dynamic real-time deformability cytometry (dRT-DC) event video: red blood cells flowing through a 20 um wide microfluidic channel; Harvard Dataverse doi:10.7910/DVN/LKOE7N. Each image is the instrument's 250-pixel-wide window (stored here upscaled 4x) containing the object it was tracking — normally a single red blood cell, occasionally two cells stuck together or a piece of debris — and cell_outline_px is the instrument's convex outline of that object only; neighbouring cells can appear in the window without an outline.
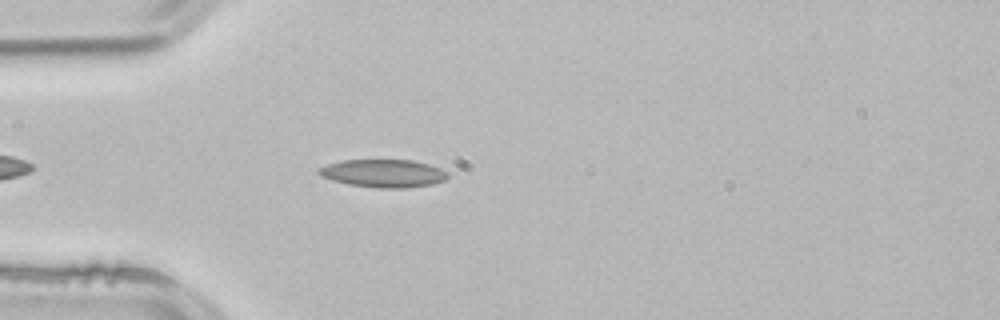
{"species": "common noctule bat (a hibernating species)", "species_latin": "Nyctalus noctula", "temperature_condition": "room temperature", "stored_images_in_passage": 10, "camera_frame_rate_fps": 3000, "um_per_image_px": 0.085, "animal": {"sex": "male", "body_mass_g": 21.5, "forearm_length_mm": 52.0}, "frame": {"image": 1, "passage_image": 5, "time_ms": 1.333, "image_size_px": [1000, 320], "cell_outline_px": [[448, 176], [444, 180], [432, 184], [404, 188], [380, 188], [348, 184], [332, 180], [320, 176], [316, 172], [316, 168], [328, 164], [344, 160], [412, 160], [428, 164], [440, 168], [448, 172]], "centroid_in_image_um": [32.55, 14.73], "position_along_channel_um": 52.4, "area_um2": 20.98}}